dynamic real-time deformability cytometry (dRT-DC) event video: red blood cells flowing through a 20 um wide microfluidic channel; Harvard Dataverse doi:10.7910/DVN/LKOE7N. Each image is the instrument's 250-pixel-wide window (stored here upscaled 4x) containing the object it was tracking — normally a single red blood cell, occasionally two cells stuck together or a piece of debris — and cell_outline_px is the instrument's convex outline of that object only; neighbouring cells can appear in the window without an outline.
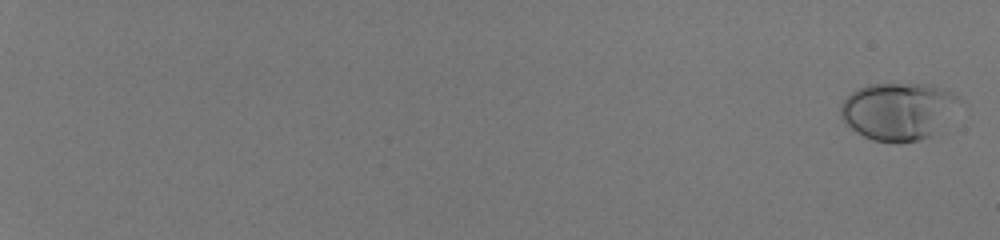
{"species": "human", "species_latin": "Homo sapiens", "temperature_condition": "room temperature", "stored_images_in_passage": 57, "camera_frame_rate_fps": 3000, "um_per_image_px": 0.085, "donor": {"sex": "male"}, "frame": {"image": 1, "passage_image": 2, "time_ms": 0.333, "image_size_px": [1000, 240], "cell_outline_px": [[956, 100], [932, 136], [916, 140], [872, 140], [856, 132], [840, 116], [840, 108], [844, 100], [852, 92], [868, 84], [924, 84], [940, 88], [952, 92], [956, 96]], "centroid_in_image_um": [76.23, 9.42], "position_along_channel_um": 8.8, "area_um2": 37.8}}
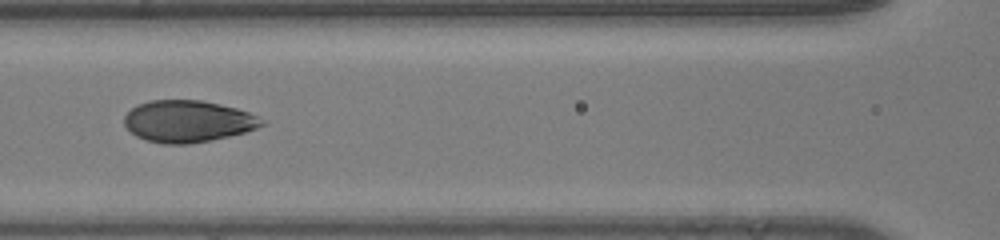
{"frame": {"image": 2, "passage_image": 33, "time_ms": 10.667, "image_size_px": [1000, 240], "cell_outline_px": [[264, 124], [256, 128], [244, 132], [212, 140], [188, 144], [160, 144], [144, 140], [136, 136], [124, 124], [124, 116], [136, 104], [148, 100], [200, 100], [220, 104], [236, 108], [248, 112], [264, 120]], "centroid_in_image_um": [15.93, 10.31], "position_along_channel_um": 150.7, "area_um2": 33.52}}
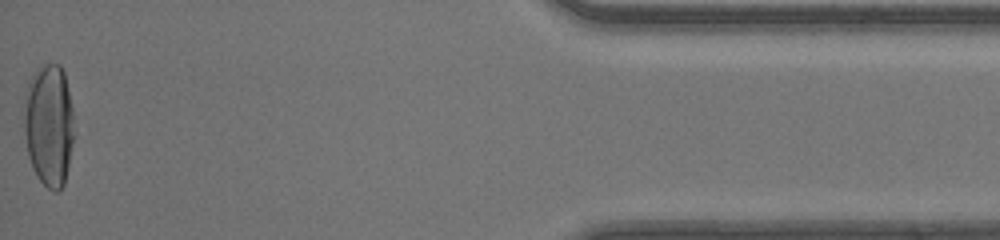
{"frame": {"image": 3, "passage_image": 57, "time_ms": 18.667, "image_size_px": [1000, 240], "cell_outline_px": [[72, 140], [68, 164], [64, 184], [60, 192], [56, 192], [48, 188], [36, 176], [32, 168], [28, 156], [24, 132], [24, 96], [28, 84], [36, 68], [44, 64], [60, 64], [64, 72], [72, 108]], "centroid_in_image_um": [4.13, 10.63], "position_along_channel_um": 431.1, "area_um2": 35.6}, "authors_computed_cell_mechanics": {"area_um2": 34.391, "velocity_mm_per_s": 4.1929, "shape_relaxation_time_tau1_ms": 5.654, "shape_relaxation_time_tau2_ms": null, "deformation_change_tau1": 0.2154, "deformation_change_tau2": null}}